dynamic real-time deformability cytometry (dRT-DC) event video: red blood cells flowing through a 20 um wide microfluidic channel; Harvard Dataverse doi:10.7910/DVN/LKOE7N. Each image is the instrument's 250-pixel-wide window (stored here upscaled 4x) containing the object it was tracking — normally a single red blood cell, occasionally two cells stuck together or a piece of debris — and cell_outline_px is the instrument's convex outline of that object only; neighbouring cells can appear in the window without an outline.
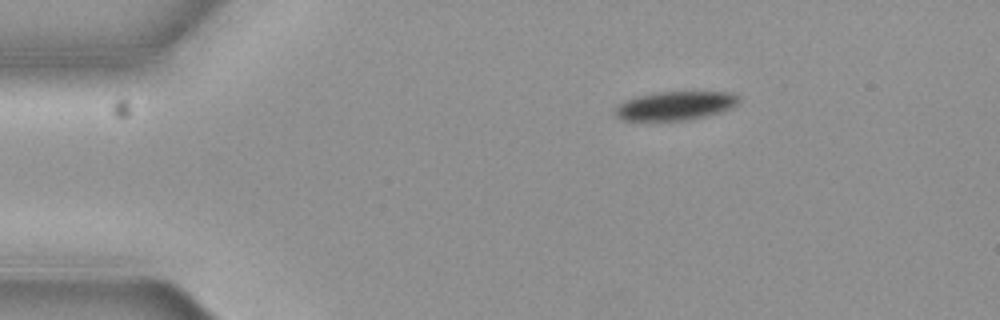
{"species": "common noctule bat (a hibernating species)", "species_latin": "Nyctalus noctula", "temperature_condition": "cold", "stored_images_in_passage": 4, "camera_frame_rate_fps": 3000, "um_per_image_px": 0.085, "animal": {"sex": "female", "body_mass_g": 19.3, "forearm_length_mm": 54.1}, "frame": {"image": 1, "passage_image": 1, "time_ms": 0.0, "image_size_px": [1000, 320], "cell_outline_px": [[740, 100], [732, 108], [708, 116], [688, 120], [620, 120], [612, 112], [616, 104], [624, 100], [636, 96], [656, 92], [736, 92], [740, 96]], "centroid_in_image_um": [57.37, 8.98], "position_along_channel_um": 27.6, "area_um2": 21.15}}
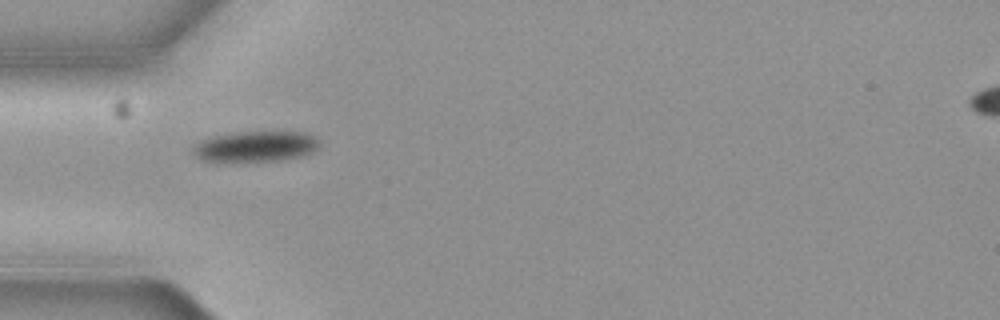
{"frame": {"image": 2, "passage_image": 3, "time_ms": 0.667, "image_size_px": [1000, 320], "cell_outline_px": [[320, 144], [312, 152], [300, 156], [280, 160], [204, 160], [196, 156], [192, 152], [192, 144], [200, 140], [216, 136], [236, 132], [276, 128], [308, 132], [320, 140]], "centroid_in_image_um": [21.81, 12.36], "position_along_channel_um": 63.2, "area_um2": 23.24}}
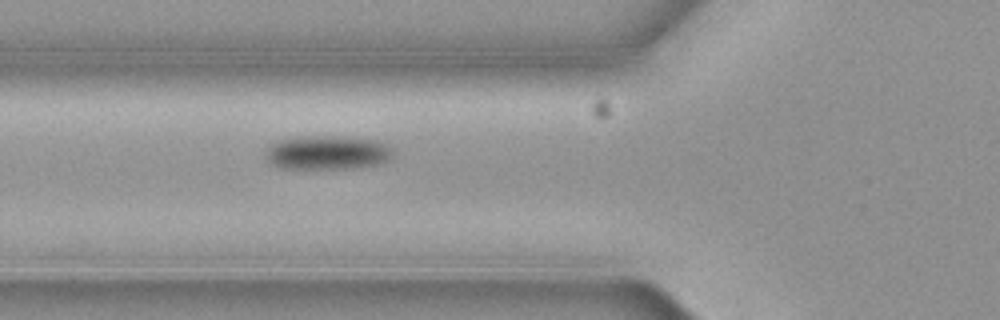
{"frame": {"image": 3, "passage_image": 4, "time_ms": 1.0, "image_size_px": [1000, 320], "cell_outline_px": [[392, 156], [388, 160], [376, 164], [348, 168], [280, 168], [272, 164], [264, 156], [264, 152], [276, 140], [296, 136], [348, 136], [376, 140], [392, 148]], "centroid_in_image_um": [27.77, 12.94], "position_along_channel_um": 98.0, "area_um2": 25.32}}